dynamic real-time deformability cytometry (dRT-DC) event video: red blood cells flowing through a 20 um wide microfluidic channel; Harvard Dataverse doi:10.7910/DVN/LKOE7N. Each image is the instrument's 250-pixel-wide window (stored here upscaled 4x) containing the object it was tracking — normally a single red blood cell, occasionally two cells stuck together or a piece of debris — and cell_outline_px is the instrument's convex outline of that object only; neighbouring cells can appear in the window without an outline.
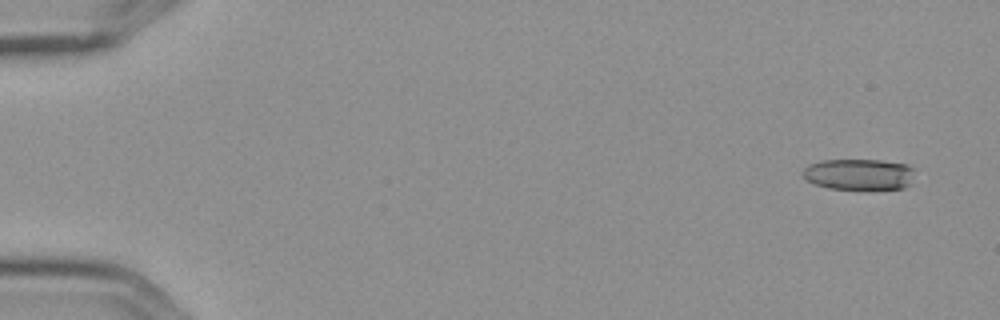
{"species": "Egyptian fruit bat (a non-hibernating species)", "species_latin": "Rousettus aegyptiacus", "temperature_condition": "cold", "stored_images_in_passage": 5, "camera_frame_rate_fps": 3000, "um_per_image_px": 0.085, "frame": {"image": 1, "passage_image": 1, "time_ms": 0.0, "image_size_px": [1000, 320], "cell_outline_px": [[912, 172], [908, 184], [904, 188], [868, 192], [828, 188], [812, 184], [804, 180], [804, 168], [808, 164], [824, 160], [880, 160], [908, 164], [912, 168]], "centroid_in_image_um": [72.98, 14.87], "position_along_channel_um": 12.0, "area_um2": 21.04}}